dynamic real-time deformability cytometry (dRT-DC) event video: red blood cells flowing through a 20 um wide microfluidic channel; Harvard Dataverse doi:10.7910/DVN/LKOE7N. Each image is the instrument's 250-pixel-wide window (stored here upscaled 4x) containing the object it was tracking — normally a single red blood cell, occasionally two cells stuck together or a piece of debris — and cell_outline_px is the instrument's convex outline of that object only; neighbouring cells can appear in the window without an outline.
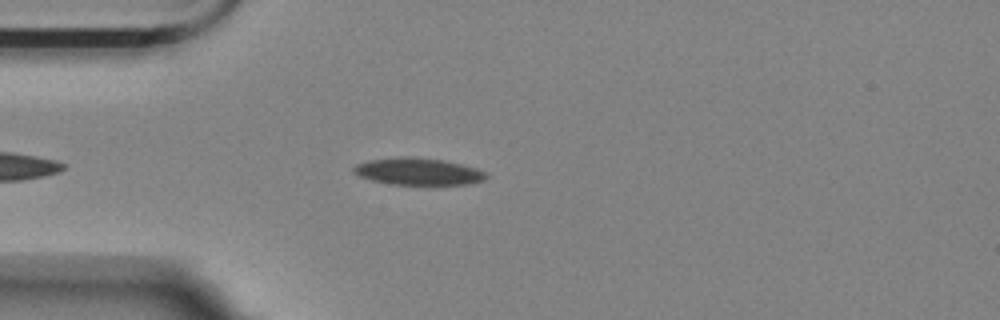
{"species": "Egyptian fruit bat (a non-hibernating species)", "species_latin": "Rousettus aegyptiacus", "temperature_condition": "room temperature", "stored_images_in_passage": 29, "camera_frame_rate_fps": 3000, "um_per_image_px": 0.085, "animal": {"sex": "female"}, "frame": {"image": 1, "passage_image": 4, "time_ms": 1.0, "image_size_px": [1000, 320], "cell_outline_px": [[488, 176], [484, 180], [468, 184], [432, 188], [392, 184], [372, 180], [360, 176], [352, 172], [352, 168], [356, 164], [368, 160], [400, 156], [416, 156], [444, 160], [476, 168], [484, 172]], "centroid_in_image_um": [35.56, 14.62], "position_along_channel_um": 49.4, "area_um2": 21.96}}
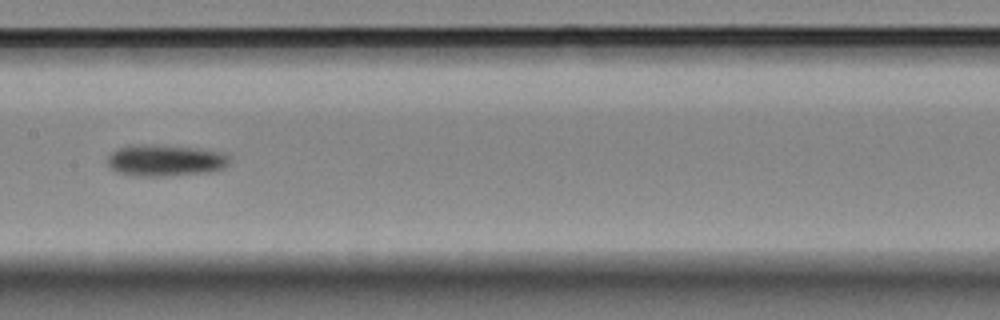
{"frame": {"image": 2, "passage_image": 17, "time_ms": 5.333, "image_size_px": [1000, 320], "cell_outline_px": [[228, 164], [224, 168], [208, 172], [168, 176], [132, 176], [116, 172], [108, 164], [108, 156], [112, 152], [120, 148], [196, 148], [220, 152], [228, 156]], "centroid_in_image_um": [14.09, 13.72], "position_along_channel_um": 193.3, "area_um2": 21.04}}
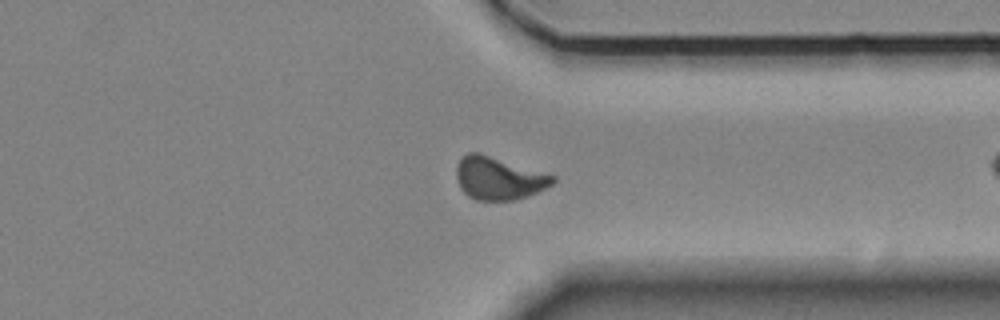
{"frame": {"image": 3, "passage_image": 28, "time_ms": 9.0, "image_size_px": [1000, 320], "cell_outline_px": [[556, 180], [552, 184], [528, 196], [516, 200], [476, 200], [468, 196], [460, 188], [456, 176], [456, 168], [460, 160], [468, 152], [480, 152], [556, 176]], "centroid_in_image_um": [42.38, 15.15], "position_along_channel_um": 369.0, "area_um2": 23.99}}